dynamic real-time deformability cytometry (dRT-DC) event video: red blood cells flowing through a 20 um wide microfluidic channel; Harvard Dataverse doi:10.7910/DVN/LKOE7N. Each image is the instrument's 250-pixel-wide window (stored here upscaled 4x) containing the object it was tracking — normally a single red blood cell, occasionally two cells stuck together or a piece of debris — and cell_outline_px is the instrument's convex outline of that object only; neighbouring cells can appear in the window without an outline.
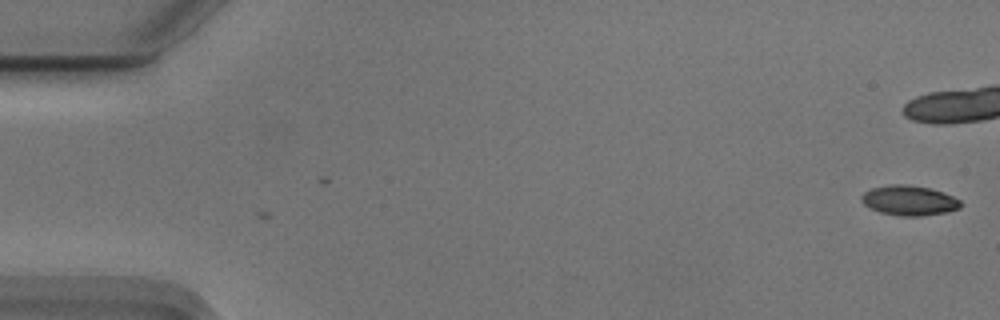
{"species": "Egyptian fruit bat (a non-hibernating species)", "species_latin": "Rousettus aegyptiacus", "temperature_condition": "cold", "stored_images_in_passage": 44, "camera_frame_rate_fps": 3000, "um_per_image_px": 0.085, "animal": {"sex": "male"}, "frame": {"image": 1, "passage_image": 1, "time_ms": 0.0, "image_size_px": [1000, 320], "cell_outline_px": [[960, 208], [948, 212], [920, 216], [900, 216], [880, 212], [864, 204], [860, 200], [860, 196], [864, 192], [872, 188], [892, 184], [908, 184], [928, 188], [952, 196], [960, 200]], "centroid_in_image_um": [77.25, 17.04], "position_along_channel_um": 7.7, "area_um2": 17.17}}